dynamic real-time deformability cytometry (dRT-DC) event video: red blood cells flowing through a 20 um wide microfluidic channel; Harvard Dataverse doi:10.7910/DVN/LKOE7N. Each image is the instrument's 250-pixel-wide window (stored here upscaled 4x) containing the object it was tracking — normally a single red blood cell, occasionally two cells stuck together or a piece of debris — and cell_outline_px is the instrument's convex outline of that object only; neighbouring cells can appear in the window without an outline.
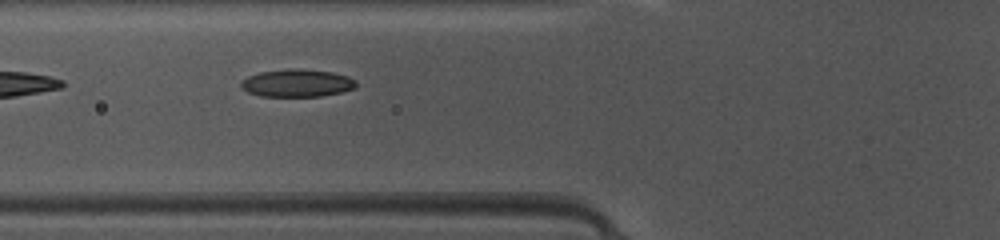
{"species": "common noctule bat (a hibernating species)", "species_latin": "Nyctalus noctula", "temperature_condition": "warm", "stored_images_in_passage": 16, "camera_frame_rate_fps": 3000, "um_per_image_px": 0.085, "animal": {"sex": "female", "body_mass_g": 10.0, "forearm_length_mm": 53.1}, "frame": {"image": 1, "passage_image": 7, "time_ms": 2.0, "image_size_px": [1000, 240], "cell_outline_px": [[356, 84], [352, 88], [340, 92], [320, 96], [260, 96], [248, 92], [240, 84], [240, 80], [248, 76], [260, 72], [288, 68], [332, 72], [348, 76], [356, 80]], "centroid_in_image_um": [25.21, 7.05], "position_along_channel_um": 100.6, "area_um2": 18.32}}